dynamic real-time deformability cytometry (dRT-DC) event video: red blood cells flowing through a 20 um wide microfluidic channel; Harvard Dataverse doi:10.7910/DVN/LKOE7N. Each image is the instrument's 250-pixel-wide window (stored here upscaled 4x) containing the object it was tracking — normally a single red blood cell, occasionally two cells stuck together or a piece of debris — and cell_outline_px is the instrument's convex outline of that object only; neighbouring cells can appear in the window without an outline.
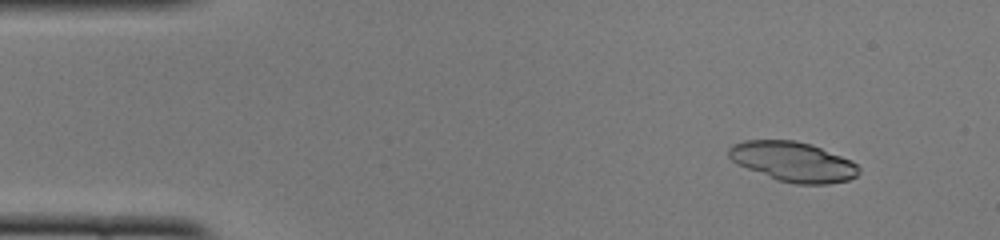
{"species": "common noctule bat (a hibernating species)", "species_latin": "Nyctalus noctula", "temperature_condition": "cold", "stored_images_in_passage": 48, "camera_frame_rate_fps": 3000, "um_per_image_px": 0.085, "animal": {"sex": "female", "body_mass_g": 22.0, "forearm_length_mm": 56.7}, "frame": {"image": 1, "passage_image": 4, "time_ms": 1.0, "image_size_px": [1000, 240], "cell_outline_px": [[860, 172], [856, 176], [848, 180], [828, 184], [796, 184], [776, 180], [736, 164], [728, 156], [728, 148], [732, 144], [744, 140], [796, 140], [812, 144], [852, 160], [860, 168]], "centroid_in_image_um": [67.4, 13.74], "position_along_channel_um": 17.6, "area_um2": 30.46}, "authors_computed_cell_mechanics": {"area_um2": 29.5647, "velocity_mm_per_s": 3.9921, "shape_relaxation_time_tau1_ms": 0.9908, "shape_relaxation_time_tau2_ms": 3.5625, "deformation_change_tau1": 0.2895, "deformation_change_tau2": 0.093}}